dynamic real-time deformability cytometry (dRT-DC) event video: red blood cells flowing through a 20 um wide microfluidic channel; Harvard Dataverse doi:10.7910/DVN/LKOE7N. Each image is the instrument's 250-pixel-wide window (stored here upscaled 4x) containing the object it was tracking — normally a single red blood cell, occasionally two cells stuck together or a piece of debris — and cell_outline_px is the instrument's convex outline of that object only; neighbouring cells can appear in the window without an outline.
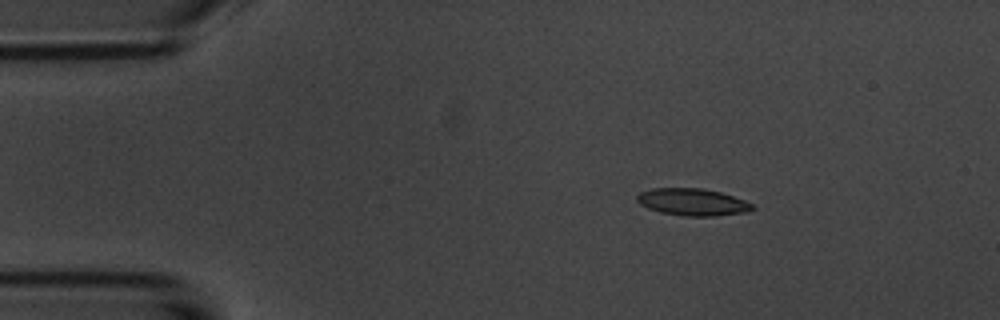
{"species": "common noctule bat (a hibernating species)", "species_latin": "Nyctalus noctula", "temperature_condition": "room temperature", "stored_images_in_passage": 6, "segment_of_instrument_passage": [1, 2], "camera_frame_rate_fps": 3000, "um_per_image_px": 0.085, "animal": {"sex": "male", "body_mass_g": 20.1, "forearm_length_mm": 53.5}, "frame": {"image": 1, "passage_image": 3, "time_ms": 2.333, "image_size_px": [1000, 320], "cell_outline_px": [[756, 208], [748, 212], [716, 216], [684, 216], [660, 212], [648, 208], [640, 204], [636, 200], [636, 196], [640, 192], [652, 188], [700, 188], [720, 192], [744, 200], [752, 204]], "centroid_in_image_um": [58.86, 17.18], "position_along_channel_um": 26.1, "area_um2": 18.26}}